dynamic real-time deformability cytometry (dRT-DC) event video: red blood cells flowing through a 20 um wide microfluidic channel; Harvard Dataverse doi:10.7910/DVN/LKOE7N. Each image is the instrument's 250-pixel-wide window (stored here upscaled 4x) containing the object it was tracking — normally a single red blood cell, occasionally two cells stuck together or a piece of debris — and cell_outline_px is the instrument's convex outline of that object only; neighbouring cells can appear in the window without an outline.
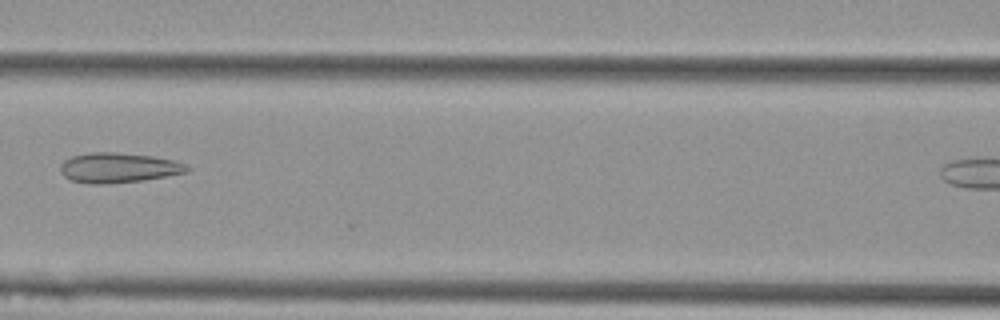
{"species": "Egyptian fruit bat (a non-hibernating species)", "species_latin": "Rousettus aegyptiacus", "temperature_condition": "cold", "stored_images_in_passage": 6, "segment_of_instrument_passage": [1, 2], "camera_frame_rate_fps": 3000, "um_per_image_px": 0.085, "animal": {"sex": "female"}, "frame": {"image": 1, "passage_image": 3, "time_ms": 0.667, "image_size_px": [1000, 320], "cell_outline_px": [[192, 168], [188, 172], [144, 180], [104, 184], [92, 184], [72, 180], [64, 176], [60, 172], [60, 164], [64, 160], [72, 156], [92, 152], [116, 152], [152, 156], [176, 160], [188, 164]], "centroid_in_image_um": [10.11, 14.25], "position_along_channel_um": 156.5, "area_um2": 22.31}}
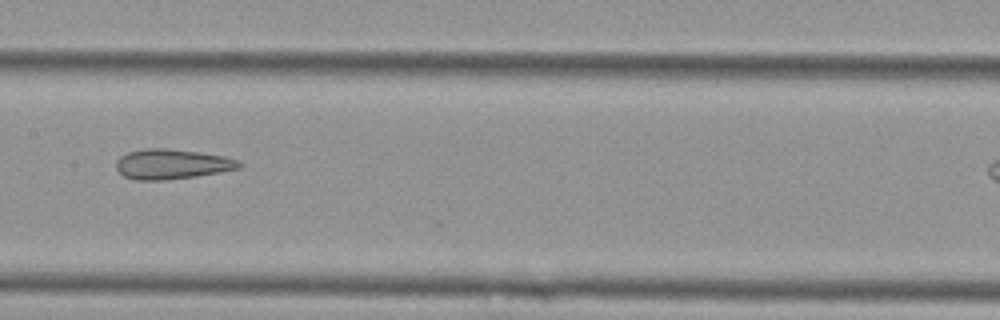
{"frame": {"image": 2, "passage_image": 4, "time_ms": 1.0, "image_size_px": [1000, 320], "cell_outline_px": [[244, 164], [240, 168], [220, 172], [196, 176], [164, 180], [136, 180], [124, 176], [116, 168], [116, 160], [120, 156], [128, 152], [144, 148], [168, 148], [200, 152], [224, 156], [240, 160]], "centroid_in_image_um": [14.63, 13.94], "position_along_channel_um": 192.8, "area_um2": 21.68}}
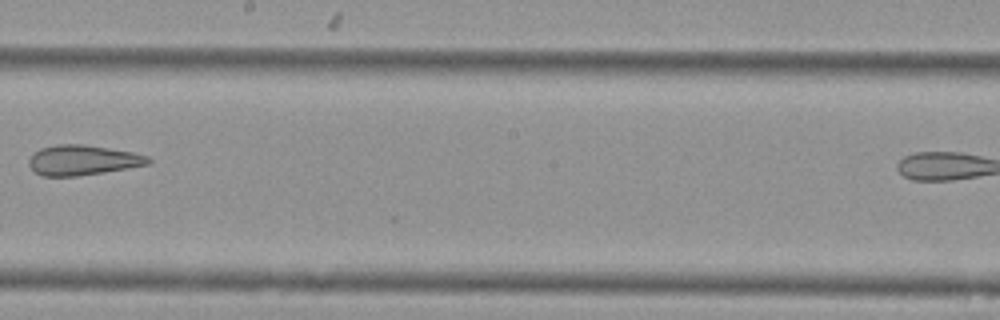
{"frame": {"image": 3, "passage_image": 5, "time_ms": 1.333, "image_size_px": [1000, 320], "cell_outline_px": [[152, 160], [148, 164], [104, 172], [76, 176], [40, 176], [28, 164], [28, 160], [40, 148], [56, 144], [84, 144], [132, 152], [148, 156]], "centroid_in_image_um": [7.01, 13.61], "position_along_channel_um": 241.2, "area_um2": 20.75}}